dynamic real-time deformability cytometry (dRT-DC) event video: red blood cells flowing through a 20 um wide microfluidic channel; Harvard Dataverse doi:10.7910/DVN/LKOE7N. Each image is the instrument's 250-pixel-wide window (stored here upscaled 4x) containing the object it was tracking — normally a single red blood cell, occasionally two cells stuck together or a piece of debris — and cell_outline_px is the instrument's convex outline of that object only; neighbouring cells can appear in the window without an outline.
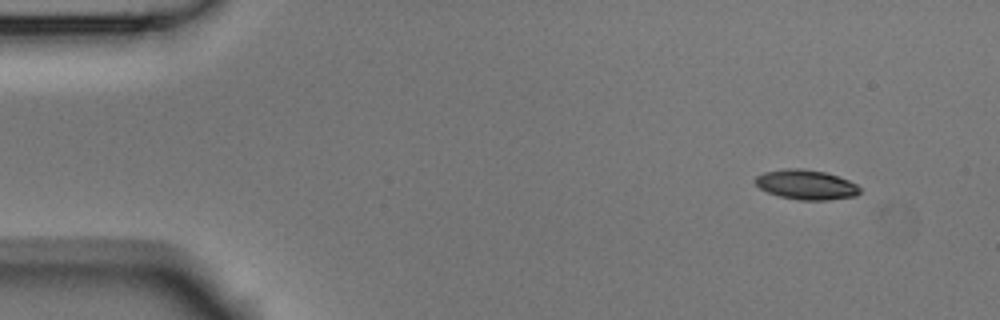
{"species": "Egyptian fruit bat (a non-hibernating species)", "species_latin": "Rousettus aegyptiacus", "temperature_condition": "room temperature", "stored_images_in_passage": 5, "camera_frame_rate_fps": 3000, "um_per_image_px": 0.085, "animal": {"sex": "male"}, "frame": {"image": 1, "passage_image": 1, "time_ms": 0.0, "image_size_px": [1000, 320], "cell_outline_px": [[860, 192], [856, 196], [828, 200], [800, 200], [780, 196], [768, 192], [760, 188], [752, 180], [756, 176], [764, 172], [784, 168], [800, 168], [824, 172], [848, 180], [856, 184], [860, 188]], "centroid_in_image_um": [68.5, 15.69], "position_along_channel_um": 16.5, "area_um2": 18.09}}
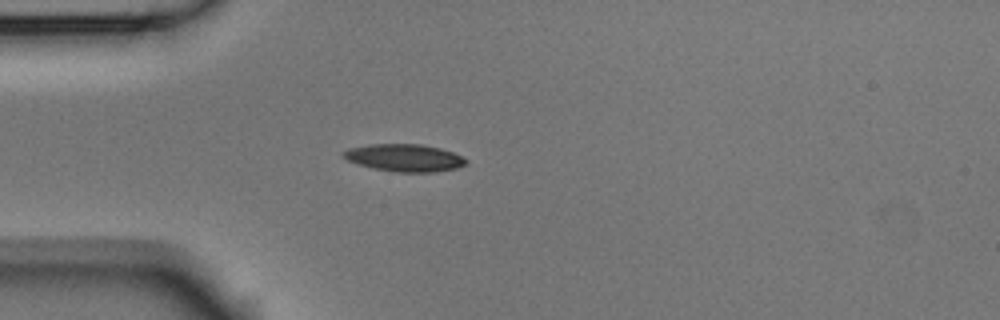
{"frame": {"image": 2, "passage_image": 4, "time_ms": 1.0, "image_size_px": [1000, 320], "cell_outline_px": [[468, 160], [464, 164], [456, 168], [436, 172], [396, 172], [372, 168], [348, 160], [340, 156], [340, 152], [348, 148], [368, 144], [420, 144], [440, 148], [452, 152]], "centroid_in_image_um": [34.32, 13.4], "position_along_channel_um": 50.7, "area_um2": 19.59}}